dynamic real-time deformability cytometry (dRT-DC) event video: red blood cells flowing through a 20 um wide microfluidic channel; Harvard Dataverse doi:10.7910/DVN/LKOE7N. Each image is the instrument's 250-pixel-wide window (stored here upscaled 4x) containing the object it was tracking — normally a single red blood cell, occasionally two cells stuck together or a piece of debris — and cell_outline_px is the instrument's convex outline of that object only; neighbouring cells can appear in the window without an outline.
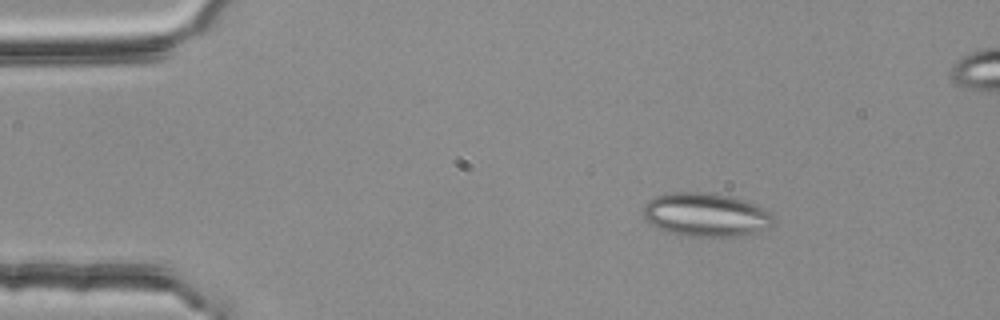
{"species": "common noctule bat (a hibernating species)", "species_latin": "Nyctalus noctula", "temperature_condition": "room temperature", "stored_images_in_passage": 47, "segment_of_instrument_passage": [1, 2], "camera_frame_rate_fps": 3000, "um_per_image_px": 0.085, "animal": {"sex": "female", "body_mass_g": 25.1}, "frame": {"image": 1, "passage_image": 1, "time_ms": 0.0, "image_size_px": [1000, 320], "cell_outline_px": [[772, 224], [768, 228], [736, 236], [684, 236], [668, 232], [656, 228], [648, 224], [644, 220], [644, 204], [648, 200], [664, 192], [708, 192], [732, 196], [756, 204], [764, 208], [772, 216]], "centroid_in_image_um": [59.92, 18.24], "position_along_channel_um": 25.1, "area_um2": 33.29}}